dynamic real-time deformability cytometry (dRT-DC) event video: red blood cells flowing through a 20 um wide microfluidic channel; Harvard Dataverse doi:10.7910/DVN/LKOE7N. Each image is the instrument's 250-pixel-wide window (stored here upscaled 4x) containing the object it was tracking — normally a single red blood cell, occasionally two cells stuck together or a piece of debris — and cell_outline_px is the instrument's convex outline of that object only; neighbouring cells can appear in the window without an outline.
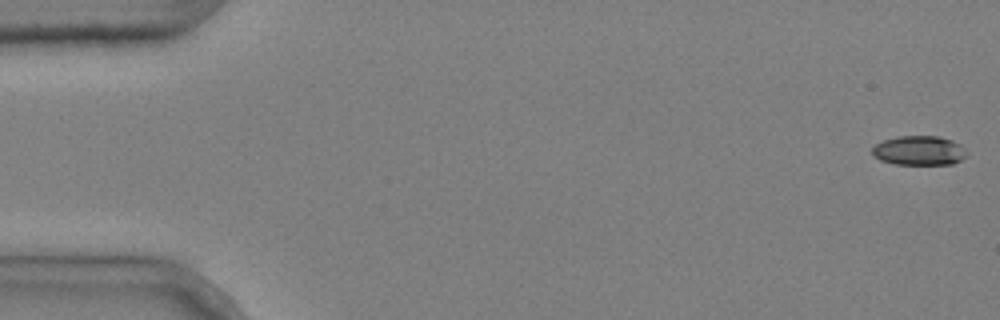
{"species": "common noctule bat (a hibernating species)", "species_latin": "Nyctalus noctula", "temperature_condition": "cold", "stored_images_in_passage": 4, "camera_frame_rate_fps": 3000, "um_per_image_px": 0.085, "animal": {"sex": "male", "body_mass_g": 20.4}, "frame": {"image": 1, "passage_image": 1, "time_ms": 0.0, "image_size_px": [1000, 320], "cell_outline_px": [[968, 156], [952, 164], [896, 164], [880, 160], [872, 156], [872, 148], [876, 144], [884, 140], [900, 136], [936, 136], [952, 140], [960, 144], [968, 152]], "centroid_in_image_um": [78.14, 12.8], "position_along_channel_um": 6.9, "area_um2": 16.24}}
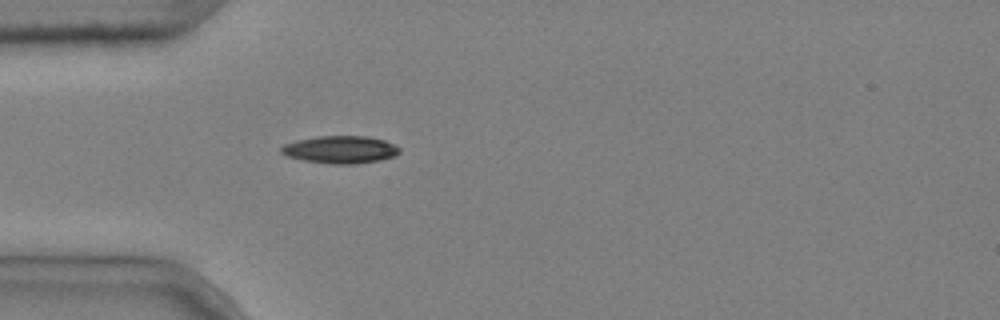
{"frame": {"image": 2, "passage_image": 4, "time_ms": 1.0, "image_size_px": [1000, 320], "cell_outline_px": [[400, 152], [396, 156], [380, 160], [356, 164], [332, 164], [304, 160], [288, 156], [280, 152], [280, 148], [284, 144], [296, 140], [316, 136], [368, 136], [384, 140], [400, 148]], "centroid_in_image_um": [28.94, 12.71], "position_along_channel_um": 56.1, "area_um2": 19.02}}